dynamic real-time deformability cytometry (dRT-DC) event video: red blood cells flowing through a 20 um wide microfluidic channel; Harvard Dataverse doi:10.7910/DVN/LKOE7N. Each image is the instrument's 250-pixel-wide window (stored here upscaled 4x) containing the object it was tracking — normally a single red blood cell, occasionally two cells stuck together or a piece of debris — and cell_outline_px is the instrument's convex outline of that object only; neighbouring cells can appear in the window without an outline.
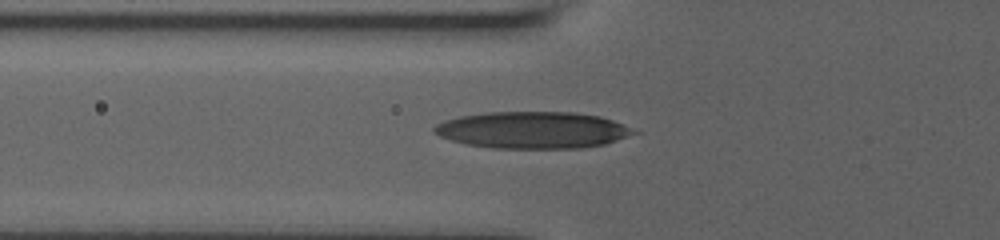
{"species": "human", "species_latin": "Homo sapiens", "temperature_condition": "room temperature", "stored_images_in_passage": 24, "segment_of_instrument_passage": [1, 2], "camera_frame_rate_fps": 3000, "um_per_image_px": 0.085, "donor": {"sex": "male"}, "frame": {"image": 1, "passage_image": 2, "time_ms": 0.333, "image_size_px": [1000, 240], "cell_outline_px": [[640, 132], [604, 144], [580, 148], [492, 148], [464, 144], [440, 136], [432, 132], [432, 128], [436, 124], [444, 120], [460, 116], [488, 112], [572, 112], [600, 116], [612, 120]], "centroid_in_image_um": [45.23, 11.05], "position_along_channel_um": 80.6, "area_um2": 42.71}}
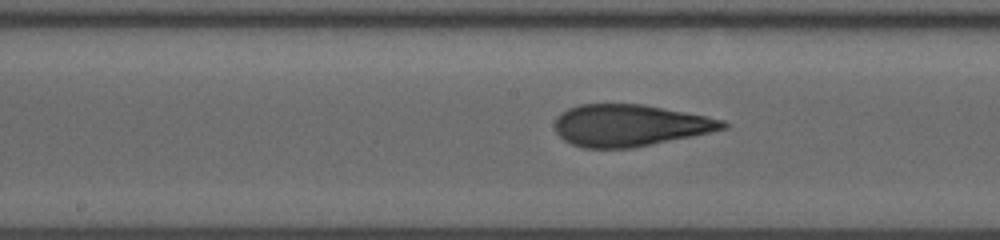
{"frame": {"image": 2, "passage_image": 11, "time_ms": 3.333, "image_size_px": [1000, 240], "cell_outline_px": [[728, 128], [692, 136], [632, 148], [584, 148], [572, 144], [564, 140], [556, 132], [556, 120], [560, 112], [568, 108], [580, 104], [644, 104], [724, 120], [728, 124]], "centroid_in_image_um": [53.52, 10.66], "position_along_channel_um": 194.7, "area_um2": 40.69}}
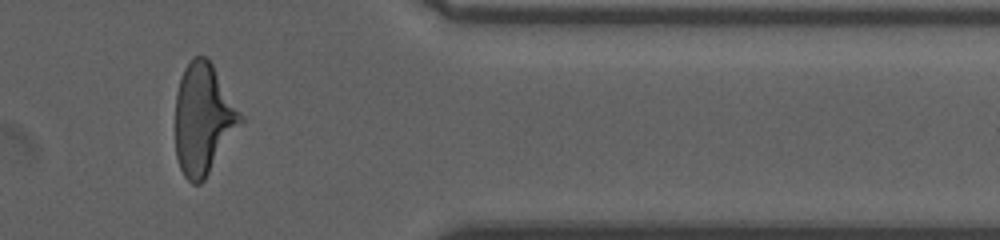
{"frame": {"image": 3, "passage_image": 20, "time_ms": 9.0, "image_size_px": [1000, 240], "cell_outline_px": [[244, 120], [204, 180], [200, 184], [192, 184], [184, 176], [180, 168], [176, 156], [176, 92], [184, 68], [196, 56], [204, 56], [212, 64], [244, 116]], "centroid_in_image_um": [17.28, 10.14], "position_along_channel_um": 394.1, "area_um2": 41.79}}